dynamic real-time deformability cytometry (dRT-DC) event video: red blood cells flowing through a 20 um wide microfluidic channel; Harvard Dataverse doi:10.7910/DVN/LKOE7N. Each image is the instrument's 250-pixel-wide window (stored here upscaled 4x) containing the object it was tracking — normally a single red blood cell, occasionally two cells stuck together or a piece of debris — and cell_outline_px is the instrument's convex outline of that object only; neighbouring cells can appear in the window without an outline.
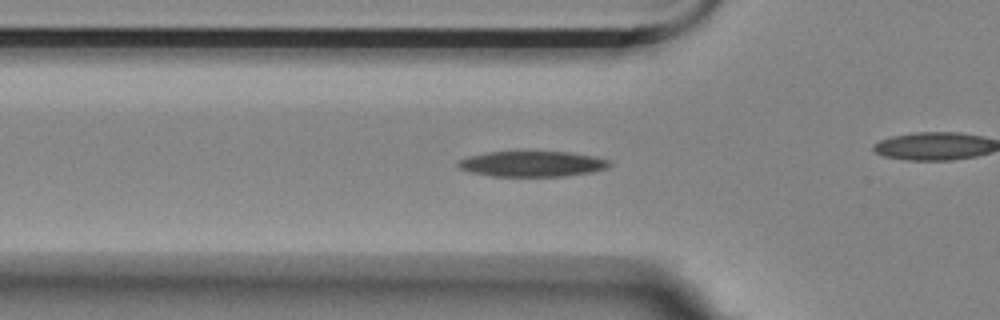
{"species": "Egyptian fruit bat (a non-hibernating species)", "species_latin": "Rousettus aegyptiacus", "temperature_condition": "room temperature", "stored_images_in_passage": 39, "camera_frame_rate_fps": 3000, "um_per_image_px": 0.085, "animal": {"sex": "female"}, "frame": {"image": 1, "passage_image": 12, "time_ms": 3.667, "image_size_px": [1000, 320], "cell_outline_px": [[612, 164], [608, 168], [592, 172], [564, 176], [492, 176], [472, 172], [460, 168], [456, 164], [460, 160], [468, 156], [488, 152], [520, 148], [572, 152], [596, 156], [612, 160]], "centroid_in_image_um": [45.29, 13.87], "position_along_channel_um": 80.5, "area_um2": 23.81}}
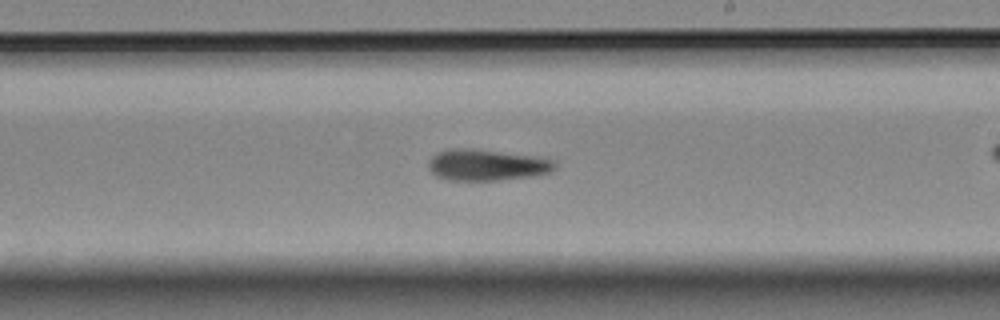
{"frame": {"image": 2, "passage_image": 26, "time_ms": 8.333, "image_size_px": [1000, 320], "cell_outline_px": [[556, 168], [552, 172], [532, 176], [496, 180], [448, 180], [436, 176], [428, 168], [428, 160], [432, 156], [440, 152], [456, 148], [528, 156], [556, 160]], "centroid_in_image_um": [41.36, 14.06], "position_along_channel_um": 247.6, "area_um2": 22.31}}
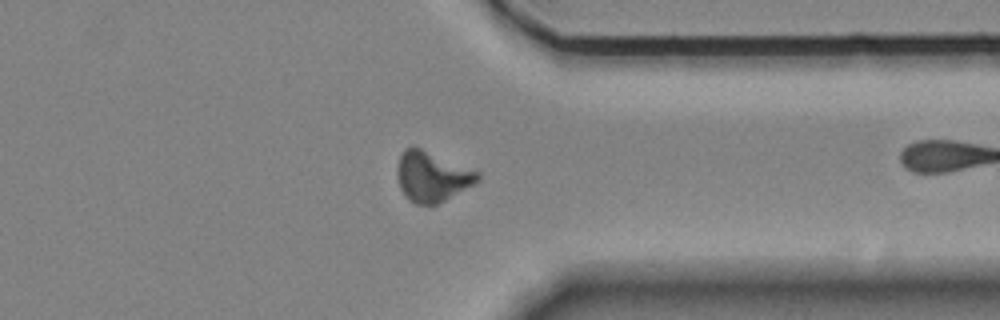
{"frame": {"image": 3, "passage_image": 37, "time_ms": 12.0, "image_size_px": [1000, 320], "cell_outline_px": [[480, 180], [476, 184], [436, 204], [416, 204], [408, 200], [400, 188], [396, 172], [400, 152], [404, 148], [420, 148], [480, 172]], "centroid_in_image_um": [36.72, 15.01], "position_along_channel_um": 374.7, "area_um2": 23.41}}